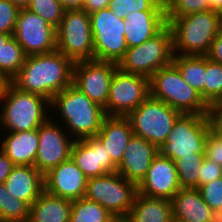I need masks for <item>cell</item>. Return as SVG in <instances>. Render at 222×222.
I'll return each instance as SVG.
<instances>
[{"instance_id": "cell-1", "label": "cell", "mask_w": 222, "mask_h": 222, "mask_svg": "<svg viewBox=\"0 0 222 222\" xmlns=\"http://www.w3.org/2000/svg\"><path fill=\"white\" fill-rule=\"evenodd\" d=\"M74 62L57 49L29 55L10 83L17 89L43 96L49 101L73 84Z\"/></svg>"}, {"instance_id": "cell-2", "label": "cell", "mask_w": 222, "mask_h": 222, "mask_svg": "<svg viewBox=\"0 0 222 222\" xmlns=\"http://www.w3.org/2000/svg\"><path fill=\"white\" fill-rule=\"evenodd\" d=\"M50 110L57 112L60 124L74 140L95 136L106 117L104 108L93 102L73 84L56 94L50 101ZM63 121V122H62ZM67 127V128H66Z\"/></svg>"}, {"instance_id": "cell-3", "label": "cell", "mask_w": 222, "mask_h": 222, "mask_svg": "<svg viewBox=\"0 0 222 222\" xmlns=\"http://www.w3.org/2000/svg\"><path fill=\"white\" fill-rule=\"evenodd\" d=\"M165 17L172 31L174 54L207 55L222 29V14L216 10Z\"/></svg>"}, {"instance_id": "cell-4", "label": "cell", "mask_w": 222, "mask_h": 222, "mask_svg": "<svg viewBox=\"0 0 222 222\" xmlns=\"http://www.w3.org/2000/svg\"><path fill=\"white\" fill-rule=\"evenodd\" d=\"M0 103V131L38 129L52 115L48 99L38 94L23 92L10 82H6L0 92Z\"/></svg>"}, {"instance_id": "cell-5", "label": "cell", "mask_w": 222, "mask_h": 222, "mask_svg": "<svg viewBox=\"0 0 222 222\" xmlns=\"http://www.w3.org/2000/svg\"><path fill=\"white\" fill-rule=\"evenodd\" d=\"M150 96L184 114L209 115L211 108L200 93L183 78L178 68L169 64L149 78Z\"/></svg>"}, {"instance_id": "cell-6", "label": "cell", "mask_w": 222, "mask_h": 222, "mask_svg": "<svg viewBox=\"0 0 222 222\" xmlns=\"http://www.w3.org/2000/svg\"><path fill=\"white\" fill-rule=\"evenodd\" d=\"M174 57L172 31L166 25L143 44L128 48L117 66L120 70L150 78L160 68L172 63Z\"/></svg>"}, {"instance_id": "cell-7", "label": "cell", "mask_w": 222, "mask_h": 222, "mask_svg": "<svg viewBox=\"0 0 222 222\" xmlns=\"http://www.w3.org/2000/svg\"><path fill=\"white\" fill-rule=\"evenodd\" d=\"M210 133L209 115L182 113L175 121L160 153L173 161L188 155H205Z\"/></svg>"}, {"instance_id": "cell-8", "label": "cell", "mask_w": 222, "mask_h": 222, "mask_svg": "<svg viewBox=\"0 0 222 222\" xmlns=\"http://www.w3.org/2000/svg\"><path fill=\"white\" fill-rule=\"evenodd\" d=\"M181 114L163 101L149 95L126 118L131 124L134 135L140 136L160 148Z\"/></svg>"}, {"instance_id": "cell-9", "label": "cell", "mask_w": 222, "mask_h": 222, "mask_svg": "<svg viewBox=\"0 0 222 222\" xmlns=\"http://www.w3.org/2000/svg\"><path fill=\"white\" fill-rule=\"evenodd\" d=\"M137 193V185L116 171L89 178L85 198L99 203L118 220H124L132 208Z\"/></svg>"}, {"instance_id": "cell-10", "label": "cell", "mask_w": 222, "mask_h": 222, "mask_svg": "<svg viewBox=\"0 0 222 222\" xmlns=\"http://www.w3.org/2000/svg\"><path fill=\"white\" fill-rule=\"evenodd\" d=\"M57 50L78 61L94 60L93 35L90 14L82 9L65 10L56 28Z\"/></svg>"}, {"instance_id": "cell-11", "label": "cell", "mask_w": 222, "mask_h": 222, "mask_svg": "<svg viewBox=\"0 0 222 222\" xmlns=\"http://www.w3.org/2000/svg\"><path fill=\"white\" fill-rule=\"evenodd\" d=\"M94 44V60L118 62L128 49L125 40L124 18L104 8L90 14Z\"/></svg>"}, {"instance_id": "cell-12", "label": "cell", "mask_w": 222, "mask_h": 222, "mask_svg": "<svg viewBox=\"0 0 222 222\" xmlns=\"http://www.w3.org/2000/svg\"><path fill=\"white\" fill-rule=\"evenodd\" d=\"M149 95V78L117 68L110 84L105 115L126 117Z\"/></svg>"}, {"instance_id": "cell-13", "label": "cell", "mask_w": 222, "mask_h": 222, "mask_svg": "<svg viewBox=\"0 0 222 222\" xmlns=\"http://www.w3.org/2000/svg\"><path fill=\"white\" fill-rule=\"evenodd\" d=\"M13 37L27 56L49 53L57 48L56 28L27 8L18 12Z\"/></svg>"}, {"instance_id": "cell-14", "label": "cell", "mask_w": 222, "mask_h": 222, "mask_svg": "<svg viewBox=\"0 0 222 222\" xmlns=\"http://www.w3.org/2000/svg\"><path fill=\"white\" fill-rule=\"evenodd\" d=\"M63 128L51 117L38 128L39 148L34 167L43 175L71 157L75 140Z\"/></svg>"}, {"instance_id": "cell-15", "label": "cell", "mask_w": 222, "mask_h": 222, "mask_svg": "<svg viewBox=\"0 0 222 222\" xmlns=\"http://www.w3.org/2000/svg\"><path fill=\"white\" fill-rule=\"evenodd\" d=\"M116 63L87 60L75 62L73 68V85L87 95L93 102L106 107L110 84Z\"/></svg>"}, {"instance_id": "cell-16", "label": "cell", "mask_w": 222, "mask_h": 222, "mask_svg": "<svg viewBox=\"0 0 222 222\" xmlns=\"http://www.w3.org/2000/svg\"><path fill=\"white\" fill-rule=\"evenodd\" d=\"M137 187L142 195L171 201L181 188L175 162L159 153Z\"/></svg>"}, {"instance_id": "cell-17", "label": "cell", "mask_w": 222, "mask_h": 222, "mask_svg": "<svg viewBox=\"0 0 222 222\" xmlns=\"http://www.w3.org/2000/svg\"><path fill=\"white\" fill-rule=\"evenodd\" d=\"M88 178L70 157L44 174V190L70 201L85 197Z\"/></svg>"}, {"instance_id": "cell-18", "label": "cell", "mask_w": 222, "mask_h": 222, "mask_svg": "<svg viewBox=\"0 0 222 222\" xmlns=\"http://www.w3.org/2000/svg\"><path fill=\"white\" fill-rule=\"evenodd\" d=\"M107 151L102 142L92 136L74 141L71 158L89 179L117 171Z\"/></svg>"}, {"instance_id": "cell-19", "label": "cell", "mask_w": 222, "mask_h": 222, "mask_svg": "<svg viewBox=\"0 0 222 222\" xmlns=\"http://www.w3.org/2000/svg\"><path fill=\"white\" fill-rule=\"evenodd\" d=\"M159 153L160 148L157 145L133 134L126 146L123 159L117 166V172L138 186Z\"/></svg>"}, {"instance_id": "cell-20", "label": "cell", "mask_w": 222, "mask_h": 222, "mask_svg": "<svg viewBox=\"0 0 222 222\" xmlns=\"http://www.w3.org/2000/svg\"><path fill=\"white\" fill-rule=\"evenodd\" d=\"M125 40L127 47L143 44L158 34L166 25L164 10L130 12L124 16Z\"/></svg>"}, {"instance_id": "cell-21", "label": "cell", "mask_w": 222, "mask_h": 222, "mask_svg": "<svg viewBox=\"0 0 222 222\" xmlns=\"http://www.w3.org/2000/svg\"><path fill=\"white\" fill-rule=\"evenodd\" d=\"M129 120L121 116H106L95 135L108 151L112 162L118 166L124 156L126 146L133 136Z\"/></svg>"}, {"instance_id": "cell-22", "label": "cell", "mask_w": 222, "mask_h": 222, "mask_svg": "<svg viewBox=\"0 0 222 222\" xmlns=\"http://www.w3.org/2000/svg\"><path fill=\"white\" fill-rule=\"evenodd\" d=\"M3 184L10 195L31 206L44 191V175L34 166L15 165Z\"/></svg>"}, {"instance_id": "cell-23", "label": "cell", "mask_w": 222, "mask_h": 222, "mask_svg": "<svg viewBox=\"0 0 222 222\" xmlns=\"http://www.w3.org/2000/svg\"><path fill=\"white\" fill-rule=\"evenodd\" d=\"M7 133V134H6ZM0 149L14 165L34 166L39 148L38 129L20 132H5Z\"/></svg>"}, {"instance_id": "cell-24", "label": "cell", "mask_w": 222, "mask_h": 222, "mask_svg": "<svg viewBox=\"0 0 222 222\" xmlns=\"http://www.w3.org/2000/svg\"><path fill=\"white\" fill-rule=\"evenodd\" d=\"M173 221L209 222L212 209L203 201L197 188H183L173 196Z\"/></svg>"}, {"instance_id": "cell-25", "label": "cell", "mask_w": 222, "mask_h": 222, "mask_svg": "<svg viewBox=\"0 0 222 222\" xmlns=\"http://www.w3.org/2000/svg\"><path fill=\"white\" fill-rule=\"evenodd\" d=\"M72 201L45 190L30 206L28 222H70Z\"/></svg>"}, {"instance_id": "cell-26", "label": "cell", "mask_w": 222, "mask_h": 222, "mask_svg": "<svg viewBox=\"0 0 222 222\" xmlns=\"http://www.w3.org/2000/svg\"><path fill=\"white\" fill-rule=\"evenodd\" d=\"M126 222H173L172 203L167 199L136 194Z\"/></svg>"}, {"instance_id": "cell-27", "label": "cell", "mask_w": 222, "mask_h": 222, "mask_svg": "<svg viewBox=\"0 0 222 222\" xmlns=\"http://www.w3.org/2000/svg\"><path fill=\"white\" fill-rule=\"evenodd\" d=\"M172 63L178 68L182 78L197 90L204 100L205 55L174 54Z\"/></svg>"}, {"instance_id": "cell-28", "label": "cell", "mask_w": 222, "mask_h": 222, "mask_svg": "<svg viewBox=\"0 0 222 222\" xmlns=\"http://www.w3.org/2000/svg\"><path fill=\"white\" fill-rule=\"evenodd\" d=\"M27 55L17 40L11 36L0 49V76L10 82L20 71Z\"/></svg>"}, {"instance_id": "cell-29", "label": "cell", "mask_w": 222, "mask_h": 222, "mask_svg": "<svg viewBox=\"0 0 222 222\" xmlns=\"http://www.w3.org/2000/svg\"><path fill=\"white\" fill-rule=\"evenodd\" d=\"M118 219L99 203L85 197L72 201L70 222H116Z\"/></svg>"}, {"instance_id": "cell-30", "label": "cell", "mask_w": 222, "mask_h": 222, "mask_svg": "<svg viewBox=\"0 0 222 222\" xmlns=\"http://www.w3.org/2000/svg\"><path fill=\"white\" fill-rule=\"evenodd\" d=\"M205 155L196 154L183 156L175 160V166L178 173L180 187L198 188L199 173L202 168Z\"/></svg>"}, {"instance_id": "cell-31", "label": "cell", "mask_w": 222, "mask_h": 222, "mask_svg": "<svg viewBox=\"0 0 222 222\" xmlns=\"http://www.w3.org/2000/svg\"><path fill=\"white\" fill-rule=\"evenodd\" d=\"M222 98V64L205 55L204 101L212 108Z\"/></svg>"}, {"instance_id": "cell-32", "label": "cell", "mask_w": 222, "mask_h": 222, "mask_svg": "<svg viewBox=\"0 0 222 222\" xmlns=\"http://www.w3.org/2000/svg\"><path fill=\"white\" fill-rule=\"evenodd\" d=\"M108 8L113 14L124 18L130 12L164 10L163 0H110Z\"/></svg>"}, {"instance_id": "cell-33", "label": "cell", "mask_w": 222, "mask_h": 222, "mask_svg": "<svg viewBox=\"0 0 222 222\" xmlns=\"http://www.w3.org/2000/svg\"><path fill=\"white\" fill-rule=\"evenodd\" d=\"M27 9L42 17L55 28L61 23L66 10L58 0H31Z\"/></svg>"}, {"instance_id": "cell-34", "label": "cell", "mask_w": 222, "mask_h": 222, "mask_svg": "<svg viewBox=\"0 0 222 222\" xmlns=\"http://www.w3.org/2000/svg\"><path fill=\"white\" fill-rule=\"evenodd\" d=\"M165 16H185L213 10L209 0H163Z\"/></svg>"}, {"instance_id": "cell-35", "label": "cell", "mask_w": 222, "mask_h": 222, "mask_svg": "<svg viewBox=\"0 0 222 222\" xmlns=\"http://www.w3.org/2000/svg\"><path fill=\"white\" fill-rule=\"evenodd\" d=\"M209 120L210 133L207 136L205 157L222 166V119Z\"/></svg>"}, {"instance_id": "cell-36", "label": "cell", "mask_w": 222, "mask_h": 222, "mask_svg": "<svg viewBox=\"0 0 222 222\" xmlns=\"http://www.w3.org/2000/svg\"><path fill=\"white\" fill-rule=\"evenodd\" d=\"M19 8L9 0H0V33L13 36Z\"/></svg>"}, {"instance_id": "cell-37", "label": "cell", "mask_w": 222, "mask_h": 222, "mask_svg": "<svg viewBox=\"0 0 222 222\" xmlns=\"http://www.w3.org/2000/svg\"><path fill=\"white\" fill-rule=\"evenodd\" d=\"M29 211L30 206L26 202L7 194L6 222H28Z\"/></svg>"}, {"instance_id": "cell-38", "label": "cell", "mask_w": 222, "mask_h": 222, "mask_svg": "<svg viewBox=\"0 0 222 222\" xmlns=\"http://www.w3.org/2000/svg\"><path fill=\"white\" fill-rule=\"evenodd\" d=\"M203 201L213 210L222 206V177L197 188Z\"/></svg>"}, {"instance_id": "cell-39", "label": "cell", "mask_w": 222, "mask_h": 222, "mask_svg": "<svg viewBox=\"0 0 222 222\" xmlns=\"http://www.w3.org/2000/svg\"><path fill=\"white\" fill-rule=\"evenodd\" d=\"M222 177V166L216 162L204 158L201 171L199 173V187L205 183H210L213 180Z\"/></svg>"}, {"instance_id": "cell-40", "label": "cell", "mask_w": 222, "mask_h": 222, "mask_svg": "<svg viewBox=\"0 0 222 222\" xmlns=\"http://www.w3.org/2000/svg\"><path fill=\"white\" fill-rule=\"evenodd\" d=\"M207 57L214 62L222 64V29L212 42Z\"/></svg>"}, {"instance_id": "cell-41", "label": "cell", "mask_w": 222, "mask_h": 222, "mask_svg": "<svg viewBox=\"0 0 222 222\" xmlns=\"http://www.w3.org/2000/svg\"><path fill=\"white\" fill-rule=\"evenodd\" d=\"M14 166L8 156L0 149V184L4 183Z\"/></svg>"}, {"instance_id": "cell-42", "label": "cell", "mask_w": 222, "mask_h": 222, "mask_svg": "<svg viewBox=\"0 0 222 222\" xmlns=\"http://www.w3.org/2000/svg\"><path fill=\"white\" fill-rule=\"evenodd\" d=\"M110 0H85L82 10L88 14L108 8Z\"/></svg>"}, {"instance_id": "cell-43", "label": "cell", "mask_w": 222, "mask_h": 222, "mask_svg": "<svg viewBox=\"0 0 222 222\" xmlns=\"http://www.w3.org/2000/svg\"><path fill=\"white\" fill-rule=\"evenodd\" d=\"M10 194L3 183L0 184V222H6V201Z\"/></svg>"}, {"instance_id": "cell-44", "label": "cell", "mask_w": 222, "mask_h": 222, "mask_svg": "<svg viewBox=\"0 0 222 222\" xmlns=\"http://www.w3.org/2000/svg\"><path fill=\"white\" fill-rule=\"evenodd\" d=\"M66 10L82 9L85 0H58Z\"/></svg>"}, {"instance_id": "cell-45", "label": "cell", "mask_w": 222, "mask_h": 222, "mask_svg": "<svg viewBox=\"0 0 222 222\" xmlns=\"http://www.w3.org/2000/svg\"><path fill=\"white\" fill-rule=\"evenodd\" d=\"M209 118H219L222 119V98L213 105L211 108V113Z\"/></svg>"}, {"instance_id": "cell-46", "label": "cell", "mask_w": 222, "mask_h": 222, "mask_svg": "<svg viewBox=\"0 0 222 222\" xmlns=\"http://www.w3.org/2000/svg\"><path fill=\"white\" fill-rule=\"evenodd\" d=\"M209 222H222V206L212 210Z\"/></svg>"}, {"instance_id": "cell-47", "label": "cell", "mask_w": 222, "mask_h": 222, "mask_svg": "<svg viewBox=\"0 0 222 222\" xmlns=\"http://www.w3.org/2000/svg\"><path fill=\"white\" fill-rule=\"evenodd\" d=\"M209 4L213 10L222 14V0H209Z\"/></svg>"}, {"instance_id": "cell-48", "label": "cell", "mask_w": 222, "mask_h": 222, "mask_svg": "<svg viewBox=\"0 0 222 222\" xmlns=\"http://www.w3.org/2000/svg\"><path fill=\"white\" fill-rule=\"evenodd\" d=\"M9 1H11L19 9L27 8L31 3V0H9Z\"/></svg>"}, {"instance_id": "cell-49", "label": "cell", "mask_w": 222, "mask_h": 222, "mask_svg": "<svg viewBox=\"0 0 222 222\" xmlns=\"http://www.w3.org/2000/svg\"><path fill=\"white\" fill-rule=\"evenodd\" d=\"M12 35L6 33H0V49L1 46L11 37Z\"/></svg>"}, {"instance_id": "cell-50", "label": "cell", "mask_w": 222, "mask_h": 222, "mask_svg": "<svg viewBox=\"0 0 222 222\" xmlns=\"http://www.w3.org/2000/svg\"><path fill=\"white\" fill-rule=\"evenodd\" d=\"M5 81L2 79V77L0 76V92L2 91V88L4 87L5 85Z\"/></svg>"}]
</instances>
